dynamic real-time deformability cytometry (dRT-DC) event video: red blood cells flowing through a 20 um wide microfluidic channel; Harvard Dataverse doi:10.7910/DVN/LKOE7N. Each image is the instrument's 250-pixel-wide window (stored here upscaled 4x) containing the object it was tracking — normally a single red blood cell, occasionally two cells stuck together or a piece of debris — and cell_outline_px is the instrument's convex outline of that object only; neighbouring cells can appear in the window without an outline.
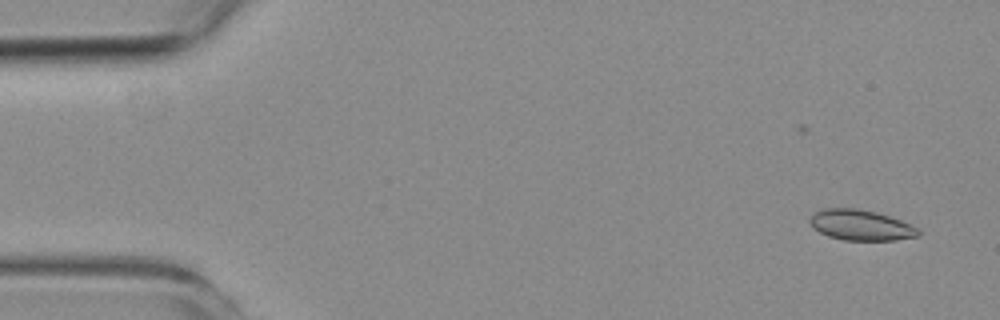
{"species": "common noctule bat (a hibernating species)", "species_latin": "Nyctalus noctula", "temperature_condition": "room temperature", "stored_images_in_passage": 9, "camera_frame_rate_fps": 3000, "um_per_image_px": 0.085, "animal": {"sex": "female", "body_mass_g": 19.3, "forearm_length_mm": 54.1}, "frame": {"image": 1, "passage_image": 2, "time_ms": 1.0, "image_size_px": [1000, 320], "cell_outline_px": [[920, 236], [896, 240], [844, 240], [828, 236], [812, 228], [808, 224], [808, 220], [816, 212], [824, 208], [856, 208], [876, 212], [900, 220], [916, 228], [920, 232]], "centroid_in_image_um": [73.13, 19.14], "position_along_channel_um": 11.9, "area_um2": 19.25}}
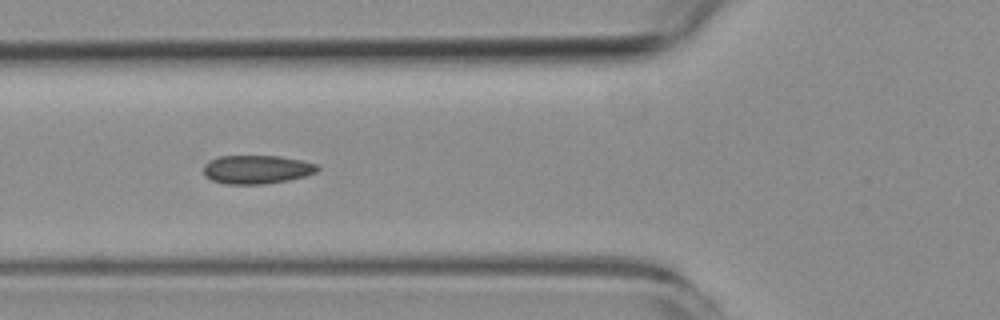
{"frame": {"image": 2, "passage_image": 7, "time_ms": 6.667, "image_size_px": [1000, 320], "cell_outline_px": [[320, 168], [316, 172], [304, 176], [288, 180], [264, 184], [224, 184], [212, 180], [204, 176], [204, 164], [208, 160], [220, 156], [280, 156], [304, 160], [320, 164]], "centroid_in_image_um": [21.84, 14.4], "position_along_channel_um": 104.0, "area_um2": 19.25}}
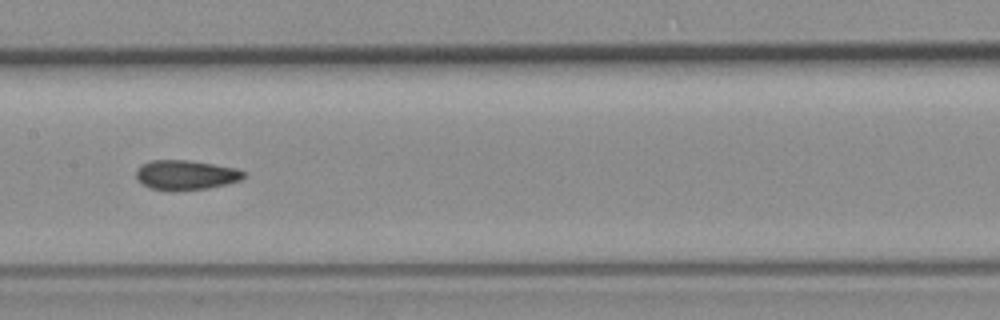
{"frame": {"image": 3, "passage_image": 9, "time_ms": 9.0, "image_size_px": [1000, 320], "cell_outline_px": [[244, 176], [240, 180], [208, 188], [172, 192], [148, 188], [136, 176], [136, 168], [140, 164], [152, 160], [188, 160], [236, 168], [244, 172]], "centroid_in_image_um": [15.73, 14.88], "position_along_channel_um": 191.7, "area_um2": 18.67}}